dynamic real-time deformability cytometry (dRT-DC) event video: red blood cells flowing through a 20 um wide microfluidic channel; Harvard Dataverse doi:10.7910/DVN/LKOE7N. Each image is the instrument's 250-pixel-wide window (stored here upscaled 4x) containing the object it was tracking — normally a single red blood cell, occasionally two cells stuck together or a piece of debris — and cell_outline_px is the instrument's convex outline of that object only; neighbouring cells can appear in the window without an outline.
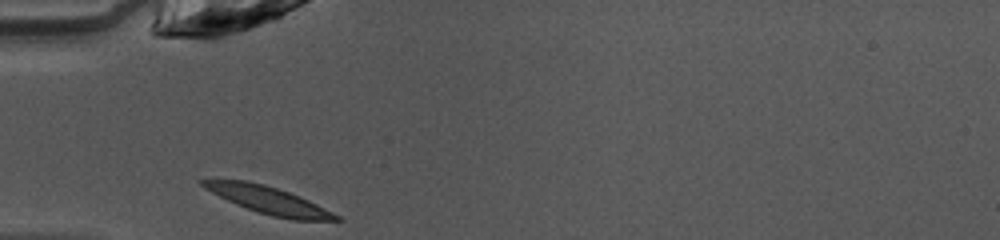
{"species": "common noctule bat (a hibernating species)", "species_latin": "Nyctalus noctula", "temperature_condition": "warm", "stored_images_in_passage": 27, "camera_frame_rate_fps": 3000, "um_per_image_px": 0.085, "animal": {"sex": "female", "body_mass_g": 10.0, "forearm_length_mm": 53.1}, "frame": {"image": 1, "passage_image": 1, "time_ms": 0.0, "image_size_px": [1000, 240], "cell_outline_px": [[344, 220], [292, 220], [272, 216], [236, 204], [204, 188], [196, 180], [244, 180], [264, 184], [300, 196], [340, 216]], "centroid_in_image_um": [22.83, 17.01], "position_along_channel_um": 62.2, "area_um2": 20.75}}
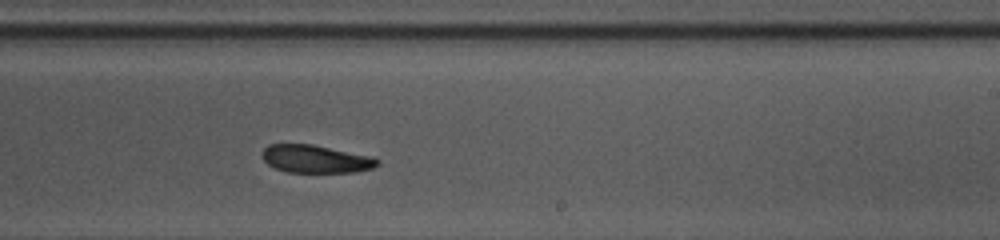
{"frame": {"image": 2, "passage_image": 16, "time_ms": 5.0, "image_size_px": [1000, 240], "cell_outline_px": [[380, 164], [372, 168], [356, 172], [288, 172], [276, 168], [268, 164], [260, 156], [264, 148], [268, 144], [312, 144], [372, 156], [380, 160]], "centroid_in_image_um": [26.84, 13.5], "position_along_channel_um": 262.2, "area_um2": 18.79}}
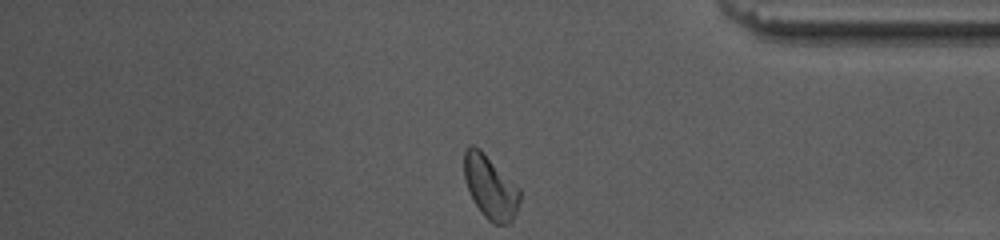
{"frame": {"image": 3, "passage_image": 27, "time_ms": 8.667, "image_size_px": [1000, 240], "cell_outline_px": [[520, 200], [516, 212], [512, 220], [508, 224], [496, 224], [488, 220], [480, 212], [472, 200], [464, 176], [464, 152], [468, 144], [472, 144], [480, 148], [520, 188]], "centroid_in_image_um": [41.67, 15.89], "position_along_channel_um": 393.5, "area_um2": 20.69}, "authors_computed_cell_mechanics": {"area_um2": 19.9988, "velocity_mm_per_s": 4.0431, "shape_relaxation_time_tau1_ms": 5.1274, "shape_relaxation_time_tau2_ms": 3.4708, "deformation_change_tau1": 0.114, "deformation_change_tau2": 0.0916}}